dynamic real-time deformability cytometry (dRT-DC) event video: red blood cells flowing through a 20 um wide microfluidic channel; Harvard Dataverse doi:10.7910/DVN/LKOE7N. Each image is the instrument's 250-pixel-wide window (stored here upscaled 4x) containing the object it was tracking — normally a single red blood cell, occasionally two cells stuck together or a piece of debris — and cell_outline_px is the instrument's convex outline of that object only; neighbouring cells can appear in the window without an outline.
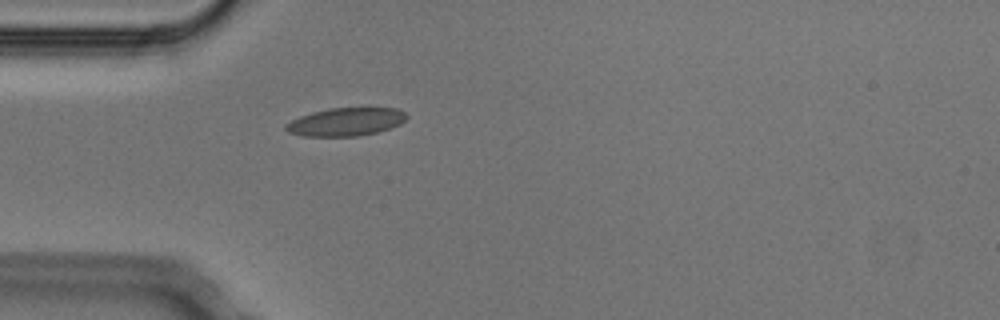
{"species": "Egyptian fruit bat (a non-hibernating species)", "species_latin": "Rousettus aegyptiacus", "temperature_condition": "cold", "stored_images_in_passage": 1, "camera_frame_rate_fps": 3000, "um_per_image_px": 0.085, "animal": {"sex": "male"}, "frame": {"image": 1, "passage_image": 1, "time_ms": 0.0, "image_size_px": [1000, 320], "cell_outline_px": [[408, 116], [400, 124], [376, 132], [360, 136], [300, 136], [288, 132], [284, 128], [284, 124], [300, 116], [312, 112], [328, 108], [396, 108], [404, 112]], "centroid_in_image_um": [29.35, 10.36], "position_along_channel_um": 55.6, "area_um2": 19.77}}